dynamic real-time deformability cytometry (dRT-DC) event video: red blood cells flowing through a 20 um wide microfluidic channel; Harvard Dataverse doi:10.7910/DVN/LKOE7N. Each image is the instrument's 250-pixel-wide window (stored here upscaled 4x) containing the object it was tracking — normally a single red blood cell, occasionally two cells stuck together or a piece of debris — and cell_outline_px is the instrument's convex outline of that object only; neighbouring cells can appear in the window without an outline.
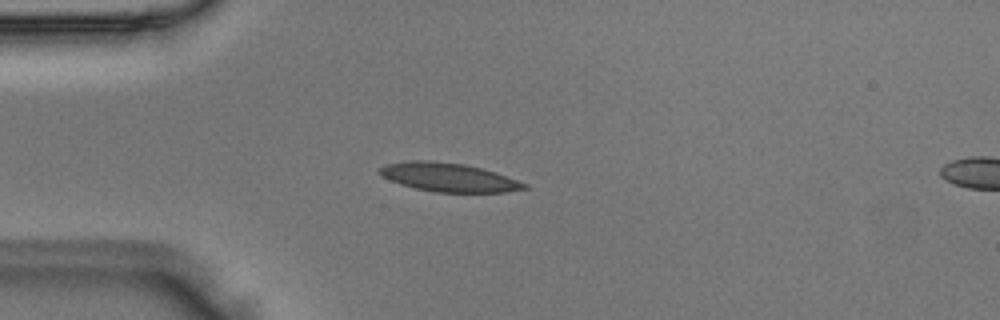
{"species": "Egyptian fruit bat (a non-hibernating species)", "species_latin": "Rousettus aegyptiacus", "temperature_condition": "room temperature", "stored_images_in_passage": 4, "camera_frame_rate_fps": 3000, "um_per_image_px": 0.085, "animal": {"sex": "male"}, "frame": {"image": 1, "passage_image": 3, "time_ms": 0.667, "image_size_px": [1000, 320], "cell_outline_px": [[528, 188], [504, 192], [436, 192], [416, 188], [400, 184], [376, 172], [376, 168], [384, 164], [408, 160], [432, 160], [464, 164], [496, 172], [528, 184]], "centroid_in_image_um": [38.09, 15.05], "position_along_channel_um": 46.9, "area_um2": 24.22}}